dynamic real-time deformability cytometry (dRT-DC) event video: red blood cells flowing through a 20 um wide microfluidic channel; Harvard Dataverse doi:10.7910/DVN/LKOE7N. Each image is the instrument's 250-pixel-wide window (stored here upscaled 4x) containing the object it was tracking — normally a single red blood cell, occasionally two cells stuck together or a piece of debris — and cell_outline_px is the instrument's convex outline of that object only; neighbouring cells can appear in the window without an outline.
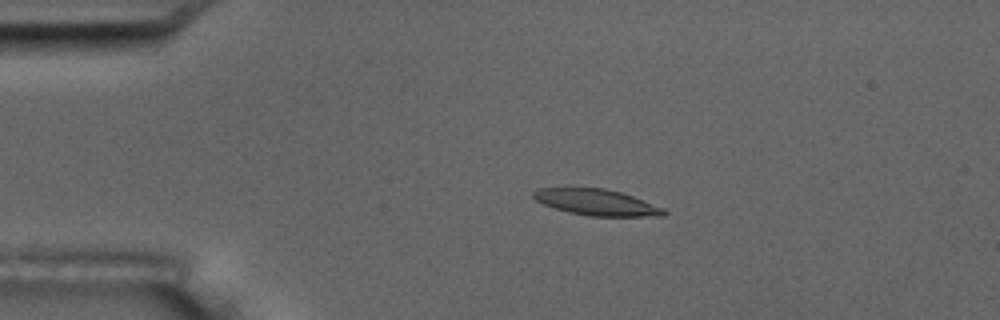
{"species": "common noctule bat (a hibernating species)", "species_latin": "Nyctalus noctula", "temperature_condition": "room temperature", "stored_images_in_passage": 4, "camera_frame_rate_fps": 3000, "um_per_image_px": 0.085, "animal": {"sex": "male", "body_mass_g": 17.5, "forearm_length_mm": 52.3}, "frame": {"image": 1, "passage_image": 3, "time_ms": 2.333, "image_size_px": [1000, 320], "cell_outline_px": [[668, 212], [664, 216], [588, 216], [568, 212], [544, 204], [536, 200], [532, 196], [532, 192], [540, 188], [604, 188], [620, 192], [632, 196], [664, 208]], "centroid_in_image_um": [50.72, 17.2], "position_along_channel_um": 34.3, "area_um2": 19.71}}